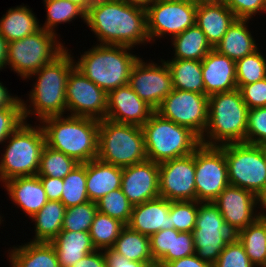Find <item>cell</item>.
I'll use <instances>...</instances> for the list:
<instances>
[{
	"label": "cell",
	"mask_w": 266,
	"mask_h": 267,
	"mask_svg": "<svg viewBox=\"0 0 266 267\" xmlns=\"http://www.w3.org/2000/svg\"><path fill=\"white\" fill-rule=\"evenodd\" d=\"M102 45L134 48L150 43L146 9L123 0H95L86 12V23Z\"/></svg>",
	"instance_id": "obj_1"
},
{
	"label": "cell",
	"mask_w": 266,
	"mask_h": 267,
	"mask_svg": "<svg viewBox=\"0 0 266 267\" xmlns=\"http://www.w3.org/2000/svg\"><path fill=\"white\" fill-rule=\"evenodd\" d=\"M65 49L51 63L44 65L39 71L27 79H36L28 94L29 100L22 101L23 117L34 115L37 121L47 117L67 114L65 91L71 70L75 67L74 53ZM29 103V104H27Z\"/></svg>",
	"instance_id": "obj_2"
},
{
	"label": "cell",
	"mask_w": 266,
	"mask_h": 267,
	"mask_svg": "<svg viewBox=\"0 0 266 267\" xmlns=\"http://www.w3.org/2000/svg\"><path fill=\"white\" fill-rule=\"evenodd\" d=\"M39 123L46 146L68 155L78 163L97 159L99 120L59 115L47 117Z\"/></svg>",
	"instance_id": "obj_3"
},
{
	"label": "cell",
	"mask_w": 266,
	"mask_h": 267,
	"mask_svg": "<svg viewBox=\"0 0 266 267\" xmlns=\"http://www.w3.org/2000/svg\"><path fill=\"white\" fill-rule=\"evenodd\" d=\"M132 47L96 44L74 59L75 67L106 93L129 83L133 65L140 58ZM131 52V53H130Z\"/></svg>",
	"instance_id": "obj_4"
},
{
	"label": "cell",
	"mask_w": 266,
	"mask_h": 267,
	"mask_svg": "<svg viewBox=\"0 0 266 267\" xmlns=\"http://www.w3.org/2000/svg\"><path fill=\"white\" fill-rule=\"evenodd\" d=\"M248 110L239 89L210 95L208 124L200 143L221 146L245 142Z\"/></svg>",
	"instance_id": "obj_5"
},
{
	"label": "cell",
	"mask_w": 266,
	"mask_h": 267,
	"mask_svg": "<svg viewBox=\"0 0 266 267\" xmlns=\"http://www.w3.org/2000/svg\"><path fill=\"white\" fill-rule=\"evenodd\" d=\"M6 143V144H4ZM0 157V182L37 175L45 135L40 124L24 122L4 142ZM6 148V149H5Z\"/></svg>",
	"instance_id": "obj_6"
},
{
	"label": "cell",
	"mask_w": 266,
	"mask_h": 267,
	"mask_svg": "<svg viewBox=\"0 0 266 267\" xmlns=\"http://www.w3.org/2000/svg\"><path fill=\"white\" fill-rule=\"evenodd\" d=\"M147 159L155 163L190 155L201 144L189 128L162 117L156 111L141 127Z\"/></svg>",
	"instance_id": "obj_7"
},
{
	"label": "cell",
	"mask_w": 266,
	"mask_h": 267,
	"mask_svg": "<svg viewBox=\"0 0 266 267\" xmlns=\"http://www.w3.org/2000/svg\"><path fill=\"white\" fill-rule=\"evenodd\" d=\"M97 159L122 168L145 161L147 155L142 128L106 118L100 120Z\"/></svg>",
	"instance_id": "obj_8"
},
{
	"label": "cell",
	"mask_w": 266,
	"mask_h": 267,
	"mask_svg": "<svg viewBox=\"0 0 266 267\" xmlns=\"http://www.w3.org/2000/svg\"><path fill=\"white\" fill-rule=\"evenodd\" d=\"M57 36L60 35L41 28L23 39L8 42L7 68L27 80L67 48Z\"/></svg>",
	"instance_id": "obj_9"
},
{
	"label": "cell",
	"mask_w": 266,
	"mask_h": 267,
	"mask_svg": "<svg viewBox=\"0 0 266 267\" xmlns=\"http://www.w3.org/2000/svg\"><path fill=\"white\" fill-rule=\"evenodd\" d=\"M224 154L230 185L259 197L266 190V146L228 143L224 144Z\"/></svg>",
	"instance_id": "obj_10"
},
{
	"label": "cell",
	"mask_w": 266,
	"mask_h": 267,
	"mask_svg": "<svg viewBox=\"0 0 266 267\" xmlns=\"http://www.w3.org/2000/svg\"><path fill=\"white\" fill-rule=\"evenodd\" d=\"M233 236L213 202H198L193 230L195 254L198 258L213 265Z\"/></svg>",
	"instance_id": "obj_11"
},
{
	"label": "cell",
	"mask_w": 266,
	"mask_h": 267,
	"mask_svg": "<svg viewBox=\"0 0 266 267\" xmlns=\"http://www.w3.org/2000/svg\"><path fill=\"white\" fill-rule=\"evenodd\" d=\"M196 9L197 3L188 1L155 0L146 9L147 34L150 43L153 44L164 36H170L169 39H171L194 26Z\"/></svg>",
	"instance_id": "obj_12"
},
{
	"label": "cell",
	"mask_w": 266,
	"mask_h": 267,
	"mask_svg": "<svg viewBox=\"0 0 266 267\" xmlns=\"http://www.w3.org/2000/svg\"><path fill=\"white\" fill-rule=\"evenodd\" d=\"M228 185L224 145L200 144L195 149L196 201L213 202Z\"/></svg>",
	"instance_id": "obj_13"
},
{
	"label": "cell",
	"mask_w": 266,
	"mask_h": 267,
	"mask_svg": "<svg viewBox=\"0 0 266 267\" xmlns=\"http://www.w3.org/2000/svg\"><path fill=\"white\" fill-rule=\"evenodd\" d=\"M209 96L173 89L155 110L162 117L189 128L201 138L207 128Z\"/></svg>",
	"instance_id": "obj_14"
},
{
	"label": "cell",
	"mask_w": 266,
	"mask_h": 267,
	"mask_svg": "<svg viewBox=\"0 0 266 267\" xmlns=\"http://www.w3.org/2000/svg\"><path fill=\"white\" fill-rule=\"evenodd\" d=\"M65 98L72 116L103 120L107 111V93L74 67L68 77Z\"/></svg>",
	"instance_id": "obj_15"
},
{
	"label": "cell",
	"mask_w": 266,
	"mask_h": 267,
	"mask_svg": "<svg viewBox=\"0 0 266 267\" xmlns=\"http://www.w3.org/2000/svg\"><path fill=\"white\" fill-rule=\"evenodd\" d=\"M159 62L158 64L150 62V59L149 62H145L144 58H139L132 67L128 83L135 93L154 110L173 91L168 65L164 59Z\"/></svg>",
	"instance_id": "obj_16"
},
{
	"label": "cell",
	"mask_w": 266,
	"mask_h": 267,
	"mask_svg": "<svg viewBox=\"0 0 266 267\" xmlns=\"http://www.w3.org/2000/svg\"><path fill=\"white\" fill-rule=\"evenodd\" d=\"M159 195L169 201H194L195 150L159 164Z\"/></svg>",
	"instance_id": "obj_17"
},
{
	"label": "cell",
	"mask_w": 266,
	"mask_h": 267,
	"mask_svg": "<svg viewBox=\"0 0 266 267\" xmlns=\"http://www.w3.org/2000/svg\"><path fill=\"white\" fill-rule=\"evenodd\" d=\"M213 203L234 235L260 217L259 197L240 187L228 185Z\"/></svg>",
	"instance_id": "obj_18"
},
{
	"label": "cell",
	"mask_w": 266,
	"mask_h": 267,
	"mask_svg": "<svg viewBox=\"0 0 266 267\" xmlns=\"http://www.w3.org/2000/svg\"><path fill=\"white\" fill-rule=\"evenodd\" d=\"M121 189L133 206L160 197L159 164L146 159L123 167Z\"/></svg>",
	"instance_id": "obj_19"
},
{
	"label": "cell",
	"mask_w": 266,
	"mask_h": 267,
	"mask_svg": "<svg viewBox=\"0 0 266 267\" xmlns=\"http://www.w3.org/2000/svg\"><path fill=\"white\" fill-rule=\"evenodd\" d=\"M155 110L127 84L107 93L106 119L142 127Z\"/></svg>",
	"instance_id": "obj_20"
},
{
	"label": "cell",
	"mask_w": 266,
	"mask_h": 267,
	"mask_svg": "<svg viewBox=\"0 0 266 267\" xmlns=\"http://www.w3.org/2000/svg\"><path fill=\"white\" fill-rule=\"evenodd\" d=\"M201 62L205 95L237 89L235 61L212 49Z\"/></svg>",
	"instance_id": "obj_21"
},
{
	"label": "cell",
	"mask_w": 266,
	"mask_h": 267,
	"mask_svg": "<svg viewBox=\"0 0 266 267\" xmlns=\"http://www.w3.org/2000/svg\"><path fill=\"white\" fill-rule=\"evenodd\" d=\"M235 19L234 13L221 0H204L197 4L195 24L213 49Z\"/></svg>",
	"instance_id": "obj_22"
},
{
	"label": "cell",
	"mask_w": 266,
	"mask_h": 267,
	"mask_svg": "<svg viewBox=\"0 0 266 267\" xmlns=\"http://www.w3.org/2000/svg\"><path fill=\"white\" fill-rule=\"evenodd\" d=\"M170 203L171 201L158 197L133 206L127 226L149 237L164 229H174L169 215Z\"/></svg>",
	"instance_id": "obj_23"
},
{
	"label": "cell",
	"mask_w": 266,
	"mask_h": 267,
	"mask_svg": "<svg viewBox=\"0 0 266 267\" xmlns=\"http://www.w3.org/2000/svg\"><path fill=\"white\" fill-rule=\"evenodd\" d=\"M3 187L12 204L31 218L47 202V196L38 175L15 177L4 182Z\"/></svg>",
	"instance_id": "obj_24"
},
{
	"label": "cell",
	"mask_w": 266,
	"mask_h": 267,
	"mask_svg": "<svg viewBox=\"0 0 266 267\" xmlns=\"http://www.w3.org/2000/svg\"><path fill=\"white\" fill-rule=\"evenodd\" d=\"M122 167L93 159L86 163V188L89 201L97 202L110 191L121 188Z\"/></svg>",
	"instance_id": "obj_25"
},
{
	"label": "cell",
	"mask_w": 266,
	"mask_h": 267,
	"mask_svg": "<svg viewBox=\"0 0 266 267\" xmlns=\"http://www.w3.org/2000/svg\"><path fill=\"white\" fill-rule=\"evenodd\" d=\"M249 22L248 19H235L214 49L235 62L258 50L260 46L248 28Z\"/></svg>",
	"instance_id": "obj_26"
},
{
	"label": "cell",
	"mask_w": 266,
	"mask_h": 267,
	"mask_svg": "<svg viewBox=\"0 0 266 267\" xmlns=\"http://www.w3.org/2000/svg\"><path fill=\"white\" fill-rule=\"evenodd\" d=\"M10 267H60L50 242L29 241L7 250Z\"/></svg>",
	"instance_id": "obj_27"
},
{
	"label": "cell",
	"mask_w": 266,
	"mask_h": 267,
	"mask_svg": "<svg viewBox=\"0 0 266 267\" xmlns=\"http://www.w3.org/2000/svg\"><path fill=\"white\" fill-rule=\"evenodd\" d=\"M50 243L55 248L60 267H71L96 250L89 232L83 231L61 230Z\"/></svg>",
	"instance_id": "obj_28"
},
{
	"label": "cell",
	"mask_w": 266,
	"mask_h": 267,
	"mask_svg": "<svg viewBox=\"0 0 266 267\" xmlns=\"http://www.w3.org/2000/svg\"><path fill=\"white\" fill-rule=\"evenodd\" d=\"M41 29L37 16L29 6L18 5L0 18V33L7 42L23 39Z\"/></svg>",
	"instance_id": "obj_29"
},
{
	"label": "cell",
	"mask_w": 266,
	"mask_h": 267,
	"mask_svg": "<svg viewBox=\"0 0 266 267\" xmlns=\"http://www.w3.org/2000/svg\"><path fill=\"white\" fill-rule=\"evenodd\" d=\"M66 207L61 201L48 202L30 219L34 222L32 242H51L62 230Z\"/></svg>",
	"instance_id": "obj_30"
},
{
	"label": "cell",
	"mask_w": 266,
	"mask_h": 267,
	"mask_svg": "<svg viewBox=\"0 0 266 267\" xmlns=\"http://www.w3.org/2000/svg\"><path fill=\"white\" fill-rule=\"evenodd\" d=\"M172 76L173 89L204 94L202 62L190 59L164 60Z\"/></svg>",
	"instance_id": "obj_31"
},
{
	"label": "cell",
	"mask_w": 266,
	"mask_h": 267,
	"mask_svg": "<svg viewBox=\"0 0 266 267\" xmlns=\"http://www.w3.org/2000/svg\"><path fill=\"white\" fill-rule=\"evenodd\" d=\"M171 43L174 48L171 59L202 61L213 49L208 43L205 34L196 24L171 38Z\"/></svg>",
	"instance_id": "obj_32"
},
{
	"label": "cell",
	"mask_w": 266,
	"mask_h": 267,
	"mask_svg": "<svg viewBox=\"0 0 266 267\" xmlns=\"http://www.w3.org/2000/svg\"><path fill=\"white\" fill-rule=\"evenodd\" d=\"M112 249L128 260L148 263L151 267L157 265L151 253L150 237L131 230L127 225L121 230Z\"/></svg>",
	"instance_id": "obj_33"
},
{
	"label": "cell",
	"mask_w": 266,
	"mask_h": 267,
	"mask_svg": "<svg viewBox=\"0 0 266 267\" xmlns=\"http://www.w3.org/2000/svg\"><path fill=\"white\" fill-rule=\"evenodd\" d=\"M235 236L243 244L252 264L266 267V218L259 217Z\"/></svg>",
	"instance_id": "obj_34"
},
{
	"label": "cell",
	"mask_w": 266,
	"mask_h": 267,
	"mask_svg": "<svg viewBox=\"0 0 266 267\" xmlns=\"http://www.w3.org/2000/svg\"><path fill=\"white\" fill-rule=\"evenodd\" d=\"M43 1L47 15L44 24H40L42 29L57 34L56 29L59 24L69 23L78 18H81L86 23V12L79 5L68 0Z\"/></svg>",
	"instance_id": "obj_35"
},
{
	"label": "cell",
	"mask_w": 266,
	"mask_h": 267,
	"mask_svg": "<svg viewBox=\"0 0 266 267\" xmlns=\"http://www.w3.org/2000/svg\"><path fill=\"white\" fill-rule=\"evenodd\" d=\"M125 226L120 220L97 211L89 230L93 246L96 250L112 248Z\"/></svg>",
	"instance_id": "obj_36"
},
{
	"label": "cell",
	"mask_w": 266,
	"mask_h": 267,
	"mask_svg": "<svg viewBox=\"0 0 266 267\" xmlns=\"http://www.w3.org/2000/svg\"><path fill=\"white\" fill-rule=\"evenodd\" d=\"M61 202L66 208L89 201L86 188V163H79L63 178Z\"/></svg>",
	"instance_id": "obj_37"
},
{
	"label": "cell",
	"mask_w": 266,
	"mask_h": 267,
	"mask_svg": "<svg viewBox=\"0 0 266 267\" xmlns=\"http://www.w3.org/2000/svg\"><path fill=\"white\" fill-rule=\"evenodd\" d=\"M78 164L75 159L45 145L40 156L37 175L63 179Z\"/></svg>",
	"instance_id": "obj_38"
},
{
	"label": "cell",
	"mask_w": 266,
	"mask_h": 267,
	"mask_svg": "<svg viewBox=\"0 0 266 267\" xmlns=\"http://www.w3.org/2000/svg\"><path fill=\"white\" fill-rule=\"evenodd\" d=\"M266 78V58L260 49L236 61L237 89Z\"/></svg>",
	"instance_id": "obj_39"
},
{
	"label": "cell",
	"mask_w": 266,
	"mask_h": 267,
	"mask_svg": "<svg viewBox=\"0 0 266 267\" xmlns=\"http://www.w3.org/2000/svg\"><path fill=\"white\" fill-rule=\"evenodd\" d=\"M96 204L99 212L118 219L125 225L129 223L133 205L129 202L121 188L110 191L99 199Z\"/></svg>",
	"instance_id": "obj_40"
},
{
	"label": "cell",
	"mask_w": 266,
	"mask_h": 267,
	"mask_svg": "<svg viewBox=\"0 0 266 267\" xmlns=\"http://www.w3.org/2000/svg\"><path fill=\"white\" fill-rule=\"evenodd\" d=\"M97 211V204L91 201L66 208L62 230L89 232Z\"/></svg>",
	"instance_id": "obj_41"
},
{
	"label": "cell",
	"mask_w": 266,
	"mask_h": 267,
	"mask_svg": "<svg viewBox=\"0 0 266 267\" xmlns=\"http://www.w3.org/2000/svg\"><path fill=\"white\" fill-rule=\"evenodd\" d=\"M198 213V201H171L170 221L177 231L193 233Z\"/></svg>",
	"instance_id": "obj_42"
},
{
	"label": "cell",
	"mask_w": 266,
	"mask_h": 267,
	"mask_svg": "<svg viewBox=\"0 0 266 267\" xmlns=\"http://www.w3.org/2000/svg\"><path fill=\"white\" fill-rule=\"evenodd\" d=\"M212 267H255L245 252L243 244L234 235L220 253Z\"/></svg>",
	"instance_id": "obj_43"
},
{
	"label": "cell",
	"mask_w": 266,
	"mask_h": 267,
	"mask_svg": "<svg viewBox=\"0 0 266 267\" xmlns=\"http://www.w3.org/2000/svg\"><path fill=\"white\" fill-rule=\"evenodd\" d=\"M245 143L266 146V107L248 110Z\"/></svg>",
	"instance_id": "obj_44"
},
{
	"label": "cell",
	"mask_w": 266,
	"mask_h": 267,
	"mask_svg": "<svg viewBox=\"0 0 266 267\" xmlns=\"http://www.w3.org/2000/svg\"><path fill=\"white\" fill-rule=\"evenodd\" d=\"M195 254L193 233L174 230L172 233L171 249L157 264L163 267L166 263Z\"/></svg>",
	"instance_id": "obj_45"
},
{
	"label": "cell",
	"mask_w": 266,
	"mask_h": 267,
	"mask_svg": "<svg viewBox=\"0 0 266 267\" xmlns=\"http://www.w3.org/2000/svg\"><path fill=\"white\" fill-rule=\"evenodd\" d=\"M24 122L22 106L0 109V145Z\"/></svg>",
	"instance_id": "obj_46"
},
{
	"label": "cell",
	"mask_w": 266,
	"mask_h": 267,
	"mask_svg": "<svg viewBox=\"0 0 266 267\" xmlns=\"http://www.w3.org/2000/svg\"><path fill=\"white\" fill-rule=\"evenodd\" d=\"M234 13L236 19L253 20L255 15L266 13V0H221Z\"/></svg>",
	"instance_id": "obj_47"
},
{
	"label": "cell",
	"mask_w": 266,
	"mask_h": 267,
	"mask_svg": "<svg viewBox=\"0 0 266 267\" xmlns=\"http://www.w3.org/2000/svg\"><path fill=\"white\" fill-rule=\"evenodd\" d=\"M239 90L248 109L266 107V78L243 85Z\"/></svg>",
	"instance_id": "obj_48"
},
{
	"label": "cell",
	"mask_w": 266,
	"mask_h": 267,
	"mask_svg": "<svg viewBox=\"0 0 266 267\" xmlns=\"http://www.w3.org/2000/svg\"><path fill=\"white\" fill-rule=\"evenodd\" d=\"M175 229H164L150 236L153 260L158 264L170 251L172 233Z\"/></svg>",
	"instance_id": "obj_49"
},
{
	"label": "cell",
	"mask_w": 266,
	"mask_h": 267,
	"mask_svg": "<svg viewBox=\"0 0 266 267\" xmlns=\"http://www.w3.org/2000/svg\"><path fill=\"white\" fill-rule=\"evenodd\" d=\"M107 267H151L148 263L131 261L112 248L103 249Z\"/></svg>",
	"instance_id": "obj_50"
},
{
	"label": "cell",
	"mask_w": 266,
	"mask_h": 267,
	"mask_svg": "<svg viewBox=\"0 0 266 267\" xmlns=\"http://www.w3.org/2000/svg\"><path fill=\"white\" fill-rule=\"evenodd\" d=\"M39 179L43 185L47 199L60 201L63 190V179L48 176H39Z\"/></svg>",
	"instance_id": "obj_51"
},
{
	"label": "cell",
	"mask_w": 266,
	"mask_h": 267,
	"mask_svg": "<svg viewBox=\"0 0 266 267\" xmlns=\"http://www.w3.org/2000/svg\"><path fill=\"white\" fill-rule=\"evenodd\" d=\"M71 267H107L103 250H95L86 255Z\"/></svg>",
	"instance_id": "obj_52"
},
{
	"label": "cell",
	"mask_w": 266,
	"mask_h": 267,
	"mask_svg": "<svg viewBox=\"0 0 266 267\" xmlns=\"http://www.w3.org/2000/svg\"><path fill=\"white\" fill-rule=\"evenodd\" d=\"M163 267H212V265L202 261L196 256V254H193L191 256L168 262Z\"/></svg>",
	"instance_id": "obj_53"
},
{
	"label": "cell",
	"mask_w": 266,
	"mask_h": 267,
	"mask_svg": "<svg viewBox=\"0 0 266 267\" xmlns=\"http://www.w3.org/2000/svg\"><path fill=\"white\" fill-rule=\"evenodd\" d=\"M22 97L17 95H12L3 82L0 81V109L9 106H22Z\"/></svg>",
	"instance_id": "obj_54"
},
{
	"label": "cell",
	"mask_w": 266,
	"mask_h": 267,
	"mask_svg": "<svg viewBox=\"0 0 266 267\" xmlns=\"http://www.w3.org/2000/svg\"><path fill=\"white\" fill-rule=\"evenodd\" d=\"M7 48L8 42L0 33V70L7 68Z\"/></svg>",
	"instance_id": "obj_55"
},
{
	"label": "cell",
	"mask_w": 266,
	"mask_h": 267,
	"mask_svg": "<svg viewBox=\"0 0 266 267\" xmlns=\"http://www.w3.org/2000/svg\"><path fill=\"white\" fill-rule=\"evenodd\" d=\"M260 217L266 218V190L259 196Z\"/></svg>",
	"instance_id": "obj_56"
},
{
	"label": "cell",
	"mask_w": 266,
	"mask_h": 267,
	"mask_svg": "<svg viewBox=\"0 0 266 267\" xmlns=\"http://www.w3.org/2000/svg\"><path fill=\"white\" fill-rule=\"evenodd\" d=\"M128 4L147 9L155 0H123Z\"/></svg>",
	"instance_id": "obj_57"
},
{
	"label": "cell",
	"mask_w": 266,
	"mask_h": 267,
	"mask_svg": "<svg viewBox=\"0 0 266 267\" xmlns=\"http://www.w3.org/2000/svg\"><path fill=\"white\" fill-rule=\"evenodd\" d=\"M79 5L85 12L88 11L89 7L94 3L95 0H68Z\"/></svg>",
	"instance_id": "obj_58"
},
{
	"label": "cell",
	"mask_w": 266,
	"mask_h": 267,
	"mask_svg": "<svg viewBox=\"0 0 266 267\" xmlns=\"http://www.w3.org/2000/svg\"><path fill=\"white\" fill-rule=\"evenodd\" d=\"M178 1H188V2H192V3H199L200 1H204V0H178Z\"/></svg>",
	"instance_id": "obj_59"
},
{
	"label": "cell",
	"mask_w": 266,
	"mask_h": 267,
	"mask_svg": "<svg viewBox=\"0 0 266 267\" xmlns=\"http://www.w3.org/2000/svg\"><path fill=\"white\" fill-rule=\"evenodd\" d=\"M2 218H4V217L3 216H0V225H2L1 223L4 221V220H2Z\"/></svg>",
	"instance_id": "obj_60"
}]
</instances>
